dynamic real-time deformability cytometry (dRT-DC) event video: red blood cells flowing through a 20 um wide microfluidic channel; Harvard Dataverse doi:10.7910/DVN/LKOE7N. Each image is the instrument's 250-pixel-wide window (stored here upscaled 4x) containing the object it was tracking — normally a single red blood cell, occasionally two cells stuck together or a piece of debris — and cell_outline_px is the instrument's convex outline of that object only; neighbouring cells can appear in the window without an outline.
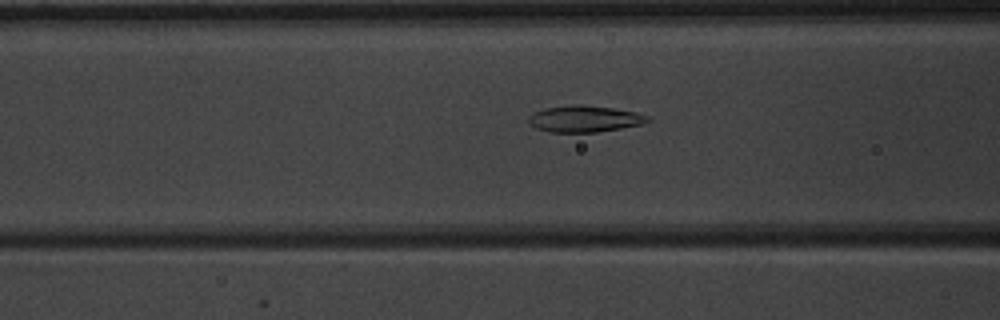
{"species": "common noctule bat (a hibernating species)", "species_latin": "Nyctalus noctula", "temperature_condition": "warm", "stored_images_in_passage": 38, "camera_frame_rate_fps": 3000, "um_per_image_px": 0.085, "animal": {"sex": "male", "body_mass_g": 20.1, "forearm_length_mm": 53.5}, "frame": {"image": 1, "passage_image": 8, "time_ms": 2.333, "image_size_px": [1000, 320], "cell_outline_px": [[652, 120], [644, 124], [596, 132], [548, 132], [536, 128], [528, 120], [528, 116], [532, 112], [544, 108], [572, 104], [580, 104], [612, 108], [636, 112], [648, 116]], "centroid_in_image_um": [49.68, 10.09], "position_along_channel_um": 116.9, "area_um2": 18.5}}
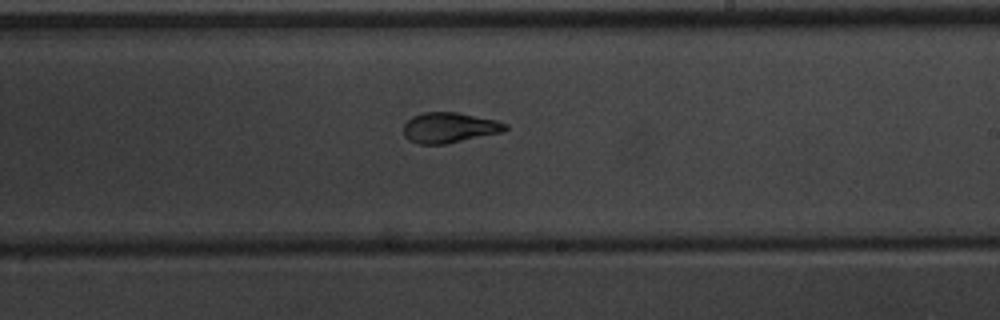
{"frame": {"image": 2, "passage_image": 18, "time_ms": 5.667, "image_size_px": [1000, 320], "cell_outline_px": [[508, 128], [504, 132], [444, 144], [420, 144], [408, 140], [404, 136], [404, 124], [412, 116], [424, 112], [456, 112], [496, 120], [508, 124]], "centroid_in_image_um": [38.2, 10.85], "position_along_channel_um": 250.8, "area_um2": 18.03}}
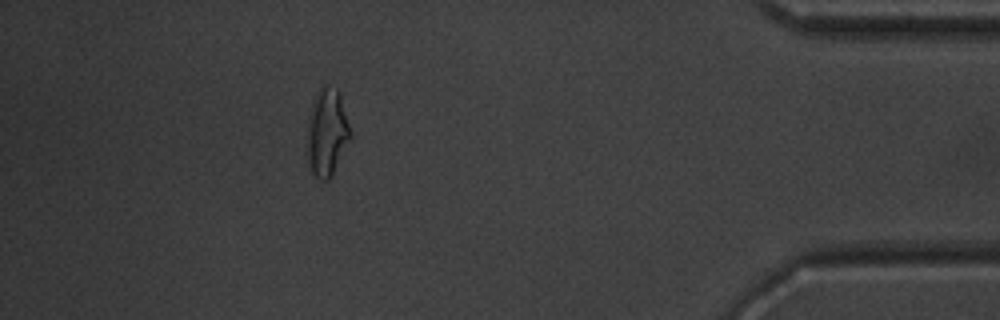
{"frame": {"image": 3, "passage_image": 33, "time_ms": 10.667, "image_size_px": [1000, 320], "cell_outline_px": [[352, 136], [332, 176], [328, 180], [320, 180], [312, 172], [308, 160], [304, 140], [308, 116], [312, 100], [316, 92], [324, 84], [328, 84], [336, 88], [340, 92], [352, 132]], "centroid_in_image_um": [27.77, 11.22], "position_along_channel_um": 407.4, "area_um2": 23.0}, "authors_computed_cell_mechanics": {"area_um2": 18.4382, "velocity_mm_per_s": 4.0191, "shape_relaxation_time_tau1_ms": 4.5222, "shape_relaxation_time_tau2_ms": 1.6154, "deformation_change_tau1": 0.1795, "deformation_change_tau2": 0.0813}}